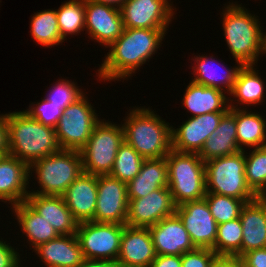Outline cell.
<instances>
[{
	"instance_id": "cell-1",
	"label": "cell",
	"mask_w": 266,
	"mask_h": 267,
	"mask_svg": "<svg viewBox=\"0 0 266 267\" xmlns=\"http://www.w3.org/2000/svg\"><path fill=\"white\" fill-rule=\"evenodd\" d=\"M168 29L124 28L122 35L107 48L105 59L97 69L100 82L131 79L136 70L150 62L160 50ZM103 80V81H102Z\"/></svg>"
},
{
	"instance_id": "cell-2",
	"label": "cell",
	"mask_w": 266,
	"mask_h": 267,
	"mask_svg": "<svg viewBox=\"0 0 266 267\" xmlns=\"http://www.w3.org/2000/svg\"><path fill=\"white\" fill-rule=\"evenodd\" d=\"M229 3V4H228ZM222 8V29L225 42L237 65H255L266 56V31L260 18L242 3L228 2ZM256 63V64H255Z\"/></svg>"
},
{
	"instance_id": "cell-3",
	"label": "cell",
	"mask_w": 266,
	"mask_h": 267,
	"mask_svg": "<svg viewBox=\"0 0 266 267\" xmlns=\"http://www.w3.org/2000/svg\"><path fill=\"white\" fill-rule=\"evenodd\" d=\"M6 119L8 154L28 166L62 150L55 128L40 123L24 110L6 113Z\"/></svg>"
},
{
	"instance_id": "cell-4",
	"label": "cell",
	"mask_w": 266,
	"mask_h": 267,
	"mask_svg": "<svg viewBox=\"0 0 266 267\" xmlns=\"http://www.w3.org/2000/svg\"><path fill=\"white\" fill-rule=\"evenodd\" d=\"M155 112L151 107L135 106L123 119L124 141L144 159L164 158L172 150V125Z\"/></svg>"
},
{
	"instance_id": "cell-5",
	"label": "cell",
	"mask_w": 266,
	"mask_h": 267,
	"mask_svg": "<svg viewBox=\"0 0 266 267\" xmlns=\"http://www.w3.org/2000/svg\"><path fill=\"white\" fill-rule=\"evenodd\" d=\"M83 172L80 151H58L29 166V179L31 180L34 175L32 173H35L34 179L39 183V190L31 189L29 193L62 196Z\"/></svg>"
},
{
	"instance_id": "cell-6",
	"label": "cell",
	"mask_w": 266,
	"mask_h": 267,
	"mask_svg": "<svg viewBox=\"0 0 266 267\" xmlns=\"http://www.w3.org/2000/svg\"><path fill=\"white\" fill-rule=\"evenodd\" d=\"M168 164V188L176 206L201 200L206 195L205 162L198 153L171 150Z\"/></svg>"
},
{
	"instance_id": "cell-7",
	"label": "cell",
	"mask_w": 266,
	"mask_h": 267,
	"mask_svg": "<svg viewBox=\"0 0 266 267\" xmlns=\"http://www.w3.org/2000/svg\"><path fill=\"white\" fill-rule=\"evenodd\" d=\"M244 170V150L206 161V193L230 196L246 203L256 199L258 196L248 186Z\"/></svg>"
},
{
	"instance_id": "cell-8",
	"label": "cell",
	"mask_w": 266,
	"mask_h": 267,
	"mask_svg": "<svg viewBox=\"0 0 266 267\" xmlns=\"http://www.w3.org/2000/svg\"><path fill=\"white\" fill-rule=\"evenodd\" d=\"M121 124L103 118L93 129L80 150L83 171L92 175H107L112 171L119 146L124 142Z\"/></svg>"
},
{
	"instance_id": "cell-9",
	"label": "cell",
	"mask_w": 266,
	"mask_h": 267,
	"mask_svg": "<svg viewBox=\"0 0 266 267\" xmlns=\"http://www.w3.org/2000/svg\"><path fill=\"white\" fill-rule=\"evenodd\" d=\"M86 95L85 92L63 109L55 128L62 150L80 151L88 142L95 126L101 121Z\"/></svg>"
},
{
	"instance_id": "cell-10",
	"label": "cell",
	"mask_w": 266,
	"mask_h": 267,
	"mask_svg": "<svg viewBox=\"0 0 266 267\" xmlns=\"http://www.w3.org/2000/svg\"><path fill=\"white\" fill-rule=\"evenodd\" d=\"M124 227L115 223L80 222L76 236L84 258L116 262Z\"/></svg>"
},
{
	"instance_id": "cell-11",
	"label": "cell",
	"mask_w": 266,
	"mask_h": 267,
	"mask_svg": "<svg viewBox=\"0 0 266 267\" xmlns=\"http://www.w3.org/2000/svg\"><path fill=\"white\" fill-rule=\"evenodd\" d=\"M171 0H126L120 10L124 28L167 29L177 10Z\"/></svg>"
},
{
	"instance_id": "cell-12",
	"label": "cell",
	"mask_w": 266,
	"mask_h": 267,
	"mask_svg": "<svg viewBox=\"0 0 266 267\" xmlns=\"http://www.w3.org/2000/svg\"><path fill=\"white\" fill-rule=\"evenodd\" d=\"M127 183L107 175H97V204L92 221L126 225Z\"/></svg>"
},
{
	"instance_id": "cell-13",
	"label": "cell",
	"mask_w": 266,
	"mask_h": 267,
	"mask_svg": "<svg viewBox=\"0 0 266 267\" xmlns=\"http://www.w3.org/2000/svg\"><path fill=\"white\" fill-rule=\"evenodd\" d=\"M175 213L181 219L196 248H209L214 251L218 224L204 198L176 206Z\"/></svg>"
},
{
	"instance_id": "cell-14",
	"label": "cell",
	"mask_w": 266,
	"mask_h": 267,
	"mask_svg": "<svg viewBox=\"0 0 266 267\" xmlns=\"http://www.w3.org/2000/svg\"><path fill=\"white\" fill-rule=\"evenodd\" d=\"M128 200V226L150 227L176 212V205L168 187L150 192L145 197Z\"/></svg>"
},
{
	"instance_id": "cell-15",
	"label": "cell",
	"mask_w": 266,
	"mask_h": 267,
	"mask_svg": "<svg viewBox=\"0 0 266 267\" xmlns=\"http://www.w3.org/2000/svg\"><path fill=\"white\" fill-rule=\"evenodd\" d=\"M85 31L88 37L107 48L123 33L121 10L109 5L84 0Z\"/></svg>"
},
{
	"instance_id": "cell-16",
	"label": "cell",
	"mask_w": 266,
	"mask_h": 267,
	"mask_svg": "<svg viewBox=\"0 0 266 267\" xmlns=\"http://www.w3.org/2000/svg\"><path fill=\"white\" fill-rule=\"evenodd\" d=\"M226 112H213L188 117L178 128L172 125V150L182 153H200L206 140L219 125Z\"/></svg>"
},
{
	"instance_id": "cell-17",
	"label": "cell",
	"mask_w": 266,
	"mask_h": 267,
	"mask_svg": "<svg viewBox=\"0 0 266 267\" xmlns=\"http://www.w3.org/2000/svg\"><path fill=\"white\" fill-rule=\"evenodd\" d=\"M156 255H183L194 250L189 233L175 213L148 227Z\"/></svg>"
},
{
	"instance_id": "cell-18",
	"label": "cell",
	"mask_w": 266,
	"mask_h": 267,
	"mask_svg": "<svg viewBox=\"0 0 266 267\" xmlns=\"http://www.w3.org/2000/svg\"><path fill=\"white\" fill-rule=\"evenodd\" d=\"M29 166L18 158L0 155V201L10 206L26 201L29 195Z\"/></svg>"
},
{
	"instance_id": "cell-19",
	"label": "cell",
	"mask_w": 266,
	"mask_h": 267,
	"mask_svg": "<svg viewBox=\"0 0 266 267\" xmlns=\"http://www.w3.org/2000/svg\"><path fill=\"white\" fill-rule=\"evenodd\" d=\"M156 258L148 227L125 225L120 241L117 264L133 267H150Z\"/></svg>"
},
{
	"instance_id": "cell-20",
	"label": "cell",
	"mask_w": 266,
	"mask_h": 267,
	"mask_svg": "<svg viewBox=\"0 0 266 267\" xmlns=\"http://www.w3.org/2000/svg\"><path fill=\"white\" fill-rule=\"evenodd\" d=\"M194 64L191 63V69L193 73V78H191L193 82L208 86V87H214L217 89H220L227 93V95L231 92L234 82L236 80L238 71L242 68L243 65H237L236 64L231 68L226 67L227 65H224L220 61V59L217 60L213 55H195L194 58L192 56L191 59ZM220 65V66H219ZM224 69V70H223Z\"/></svg>"
},
{
	"instance_id": "cell-21",
	"label": "cell",
	"mask_w": 266,
	"mask_h": 267,
	"mask_svg": "<svg viewBox=\"0 0 266 267\" xmlns=\"http://www.w3.org/2000/svg\"><path fill=\"white\" fill-rule=\"evenodd\" d=\"M26 202L43 217L59 235L76 234L79 222L68 209L63 196L29 193Z\"/></svg>"
},
{
	"instance_id": "cell-22",
	"label": "cell",
	"mask_w": 266,
	"mask_h": 267,
	"mask_svg": "<svg viewBox=\"0 0 266 267\" xmlns=\"http://www.w3.org/2000/svg\"><path fill=\"white\" fill-rule=\"evenodd\" d=\"M62 196L73 217L79 223L92 221L97 204V175L83 172Z\"/></svg>"
},
{
	"instance_id": "cell-23",
	"label": "cell",
	"mask_w": 266,
	"mask_h": 267,
	"mask_svg": "<svg viewBox=\"0 0 266 267\" xmlns=\"http://www.w3.org/2000/svg\"><path fill=\"white\" fill-rule=\"evenodd\" d=\"M33 251L45 267H79L85 260L76 234L59 235Z\"/></svg>"
},
{
	"instance_id": "cell-24",
	"label": "cell",
	"mask_w": 266,
	"mask_h": 267,
	"mask_svg": "<svg viewBox=\"0 0 266 267\" xmlns=\"http://www.w3.org/2000/svg\"><path fill=\"white\" fill-rule=\"evenodd\" d=\"M243 237L241 256L251 250L266 247V202L261 198L247 202L239 216Z\"/></svg>"
},
{
	"instance_id": "cell-25",
	"label": "cell",
	"mask_w": 266,
	"mask_h": 267,
	"mask_svg": "<svg viewBox=\"0 0 266 267\" xmlns=\"http://www.w3.org/2000/svg\"><path fill=\"white\" fill-rule=\"evenodd\" d=\"M256 69L255 65H245L238 71L233 88L228 94L230 108L249 109L250 106L255 105L254 107H256V105L265 102L266 86L259 75L261 73Z\"/></svg>"
},
{
	"instance_id": "cell-26",
	"label": "cell",
	"mask_w": 266,
	"mask_h": 267,
	"mask_svg": "<svg viewBox=\"0 0 266 267\" xmlns=\"http://www.w3.org/2000/svg\"><path fill=\"white\" fill-rule=\"evenodd\" d=\"M236 109L230 108L221 118L216 130L209 135L199 153L206 162L215 158L237 153L241 149L237 144Z\"/></svg>"
},
{
	"instance_id": "cell-27",
	"label": "cell",
	"mask_w": 266,
	"mask_h": 267,
	"mask_svg": "<svg viewBox=\"0 0 266 267\" xmlns=\"http://www.w3.org/2000/svg\"><path fill=\"white\" fill-rule=\"evenodd\" d=\"M226 92L189 81L185 88L182 106L191 117L213 112H227L229 107V97Z\"/></svg>"
},
{
	"instance_id": "cell-28",
	"label": "cell",
	"mask_w": 266,
	"mask_h": 267,
	"mask_svg": "<svg viewBox=\"0 0 266 267\" xmlns=\"http://www.w3.org/2000/svg\"><path fill=\"white\" fill-rule=\"evenodd\" d=\"M11 207V212L14 213L17 224L21 229L22 235L27 238L30 250H34L40 244L46 243L59 234L55 229L48 224L26 201L19 204L8 206ZM32 246V247H31ZM32 248V249H31Z\"/></svg>"
},
{
	"instance_id": "cell-29",
	"label": "cell",
	"mask_w": 266,
	"mask_h": 267,
	"mask_svg": "<svg viewBox=\"0 0 266 267\" xmlns=\"http://www.w3.org/2000/svg\"><path fill=\"white\" fill-rule=\"evenodd\" d=\"M163 187H168L166 158L144 159L138 175L127 183V196L128 199L141 198Z\"/></svg>"
},
{
	"instance_id": "cell-30",
	"label": "cell",
	"mask_w": 266,
	"mask_h": 267,
	"mask_svg": "<svg viewBox=\"0 0 266 267\" xmlns=\"http://www.w3.org/2000/svg\"><path fill=\"white\" fill-rule=\"evenodd\" d=\"M236 124L237 144L241 150L266 146L265 116L248 109H236Z\"/></svg>"
},
{
	"instance_id": "cell-31",
	"label": "cell",
	"mask_w": 266,
	"mask_h": 267,
	"mask_svg": "<svg viewBox=\"0 0 266 267\" xmlns=\"http://www.w3.org/2000/svg\"><path fill=\"white\" fill-rule=\"evenodd\" d=\"M30 35L35 43L46 48L62 45L64 40L60 35L57 13L54 9L35 12L30 20Z\"/></svg>"
},
{
	"instance_id": "cell-32",
	"label": "cell",
	"mask_w": 266,
	"mask_h": 267,
	"mask_svg": "<svg viewBox=\"0 0 266 267\" xmlns=\"http://www.w3.org/2000/svg\"><path fill=\"white\" fill-rule=\"evenodd\" d=\"M55 10L60 35L64 41L69 35L76 36L85 31L84 0H67Z\"/></svg>"
},
{
	"instance_id": "cell-33",
	"label": "cell",
	"mask_w": 266,
	"mask_h": 267,
	"mask_svg": "<svg viewBox=\"0 0 266 267\" xmlns=\"http://www.w3.org/2000/svg\"><path fill=\"white\" fill-rule=\"evenodd\" d=\"M244 150L245 177L250 189L258 196L266 191V146ZM248 154V155H247Z\"/></svg>"
},
{
	"instance_id": "cell-34",
	"label": "cell",
	"mask_w": 266,
	"mask_h": 267,
	"mask_svg": "<svg viewBox=\"0 0 266 267\" xmlns=\"http://www.w3.org/2000/svg\"><path fill=\"white\" fill-rule=\"evenodd\" d=\"M242 223L240 218L218 225L214 252L218 256L241 257Z\"/></svg>"
},
{
	"instance_id": "cell-35",
	"label": "cell",
	"mask_w": 266,
	"mask_h": 267,
	"mask_svg": "<svg viewBox=\"0 0 266 267\" xmlns=\"http://www.w3.org/2000/svg\"><path fill=\"white\" fill-rule=\"evenodd\" d=\"M144 158L125 141L119 146L110 176L128 183L140 172Z\"/></svg>"
},
{
	"instance_id": "cell-36",
	"label": "cell",
	"mask_w": 266,
	"mask_h": 267,
	"mask_svg": "<svg viewBox=\"0 0 266 267\" xmlns=\"http://www.w3.org/2000/svg\"><path fill=\"white\" fill-rule=\"evenodd\" d=\"M204 199L218 225L239 218L246 204L244 200L216 193H206Z\"/></svg>"
},
{
	"instance_id": "cell-37",
	"label": "cell",
	"mask_w": 266,
	"mask_h": 267,
	"mask_svg": "<svg viewBox=\"0 0 266 267\" xmlns=\"http://www.w3.org/2000/svg\"><path fill=\"white\" fill-rule=\"evenodd\" d=\"M53 84H51L52 86L49 91H46L48 93L45 95V98L62 109H65L69 104L75 102L85 93L77 86V82L75 83L66 78H59L58 81Z\"/></svg>"
},
{
	"instance_id": "cell-38",
	"label": "cell",
	"mask_w": 266,
	"mask_h": 267,
	"mask_svg": "<svg viewBox=\"0 0 266 267\" xmlns=\"http://www.w3.org/2000/svg\"><path fill=\"white\" fill-rule=\"evenodd\" d=\"M24 111L40 123L53 128H56L63 114L62 108L48 101L45 97L39 102H32L29 104V108Z\"/></svg>"
},
{
	"instance_id": "cell-39",
	"label": "cell",
	"mask_w": 266,
	"mask_h": 267,
	"mask_svg": "<svg viewBox=\"0 0 266 267\" xmlns=\"http://www.w3.org/2000/svg\"><path fill=\"white\" fill-rule=\"evenodd\" d=\"M218 255L209 248H195L181 255L182 267H209Z\"/></svg>"
},
{
	"instance_id": "cell-40",
	"label": "cell",
	"mask_w": 266,
	"mask_h": 267,
	"mask_svg": "<svg viewBox=\"0 0 266 267\" xmlns=\"http://www.w3.org/2000/svg\"><path fill=\"white\" fill-rule=\"evenodd\" d=\"M0 238V267H23L21 254L17 252L19 249L4 241L2 237Z\"/></svg>"
},
{
	"instance_id": "cell-41",
	"label": "cell",
	"mask_w": 266,
	"mask_h": 267,
	"mask_svg": "<svg viewBox=\"0 0 266 267\" xmlns=\"http://www.w3.org/2000/svg\"><path fill=\"white\" fill-rule=\"evenodd\" d=\"M240 260L243 267H266V247L244 253Z\"/></svg>"
},
{
	"instance_id": "cell-42",
	"label": "cell",
	"mask_w": 266,
	"mask_h": 267,
	"mask_svg": "<svg viewBox=\"0 0 266 267\" xmlns=\"http://www.w3.org/2000/svg\"><path fill=\"white\" fill-rule=\"evenodd\" d=\"M150 267H182L179 255H156Z\"/></svg>"
},
{
	"instance_id": "cell-43",
	"label": "cell",
	"mask_w": 266,
	"mask_h": 267,
	"mask_svg": "<svg viewBox=\"0 0 266 267\" xmlns=\"http://www.w3.org/2000/svg\"><path fill=\"white\" fill-rule=\"evenodd\" d=\"M209 267H243L239 257L217 256Z\"/></svg>"
},
{
	"instance_id": "cell-44",
	"label": "cell",
	"mask_w": 266,
	"mask_h": 267,
	"mask_svg": "<svg viewBox=\"0 0 266 267\" xmlns=\"http://www.w3.org/2000/svg\"><path fill=\"white\" fill-rule=\"evenodd\" d=\"M8 154V136L6 113L0 114V155Z\"/></svg>"
},
{
	"instance_id": "cell-45",
	"label": "cell",
	"mask_w": 266,
	"mask_h": 267,
	"mask_svg": "<svg viewBox=\"0 0 266 267\" xmlns=\"http://www.w3.org/2000/svg\"><path fill=\"white\" fill-rule=\"evenodd\" d=\"M79 267H119V265L115 261L85 259Z\"/></svg>"
},
{
	"instance_id": "cell-46",
	"label": "cell",
	"mask_w": 266,
	"mask_h": 267,
	"mask_svg": "<svg viewBox=\"0 0 266 267\" xmlns=\"http://www.w3.org/2000/svg\"><path fill=\"white\" fill-rule=\"evenodd\" d=\"M93 2L99 3V4H104V5H109L115 8H121L122 4L126 0H91Z\"/></svg>"
},
{
	"instance_id": "cell-47",
	"label": "cell",
	"mask_w": 266,
	"mask_h": 267,
	"mask_svg": "<svg viewBox=\"0 0 266 267\" xmlns=\"http://www.w3.org/2000/svg\"><path fill=\"white\" fill-rule=\"evenodd\" d=\"M261 198L266 202V191L261 195Z\"/></svg>"
},
{
	"instance_id": "cell-48",
	"label": "cell",
	"mask_w": 266,
	"mask_h": 267,
	"mask_svg": "<svg viewBox=\"0 0 266 267\" xmlns=\"http://www.w3.org/2000/svg\"><path fill=\"white\" fill-rule=\"evenodd\" d=\"M119 267H133V266H122V265H119Z\"/></svg>"
}]
</instances>
